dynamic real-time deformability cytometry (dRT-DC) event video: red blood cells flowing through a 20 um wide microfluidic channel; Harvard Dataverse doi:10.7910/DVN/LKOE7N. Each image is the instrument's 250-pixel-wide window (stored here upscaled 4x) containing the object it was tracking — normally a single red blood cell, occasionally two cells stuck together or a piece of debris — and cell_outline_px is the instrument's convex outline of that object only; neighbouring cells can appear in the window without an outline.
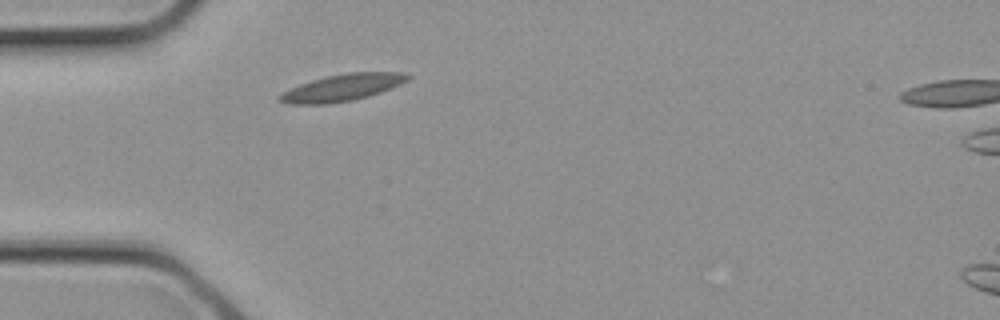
{"species": "common noctule bat (a hibernating species)", "species_latin": "Nyctalus noctula", "temperature_condition": "cold", "stored_images_in_passage": 5, "camera_frame_rate_fps": 3000, "um_per_image_px": 0.085, "animal": {"sex": "female", "body_mass_g": 21.9}, "frame": {"image": 1, "passage_image": 4, "time_ms": 1.0, "image_size_px": [1000, 320], "cell_outline_px": [[412, 76], [408, 80], [400, 84], [380, 92], [368, 96], [352, 100], [328, 104], [288, 104], [276, 100], [276, 96], [300, 84], [312, 80], [328, 76], [348, 72], [404, 72]], "centroid_in_image_um": [29.08, 7.45], "position_along_channel_um": 55.9, "area_um2": 19.94}}